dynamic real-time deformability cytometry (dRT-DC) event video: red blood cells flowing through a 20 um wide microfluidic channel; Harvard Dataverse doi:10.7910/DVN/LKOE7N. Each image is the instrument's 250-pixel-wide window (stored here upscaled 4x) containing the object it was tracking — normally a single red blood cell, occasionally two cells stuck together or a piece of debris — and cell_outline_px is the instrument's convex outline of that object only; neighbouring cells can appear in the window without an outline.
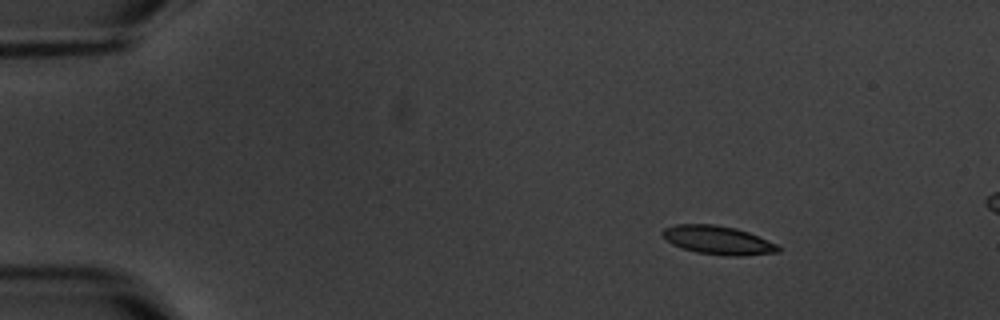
{"species": "common noctule bat (a hibernating species)", "species_latin": "Nyctalus noctula", "temperature_condition": "warm", "stored_images_in_passage": 4, "camera_frame_rate_fps": 3000, "um_per_image_px": 0.085, "animal": {"sex": "male", "body_mass_g": 20.1, "forearm_length_mm": 53.5}, "frame": {"image": 1, "passage_image": 1, "time_ms": 0.0, "image_size_px": [1000, 320], "cell_outline_px": [[780, 252], [740, 256], [728, 256], [696, 252], [672, 244], [660, 236], [660, 232], [664, 228], [676, 224], [716, 224], [736, 228], [748, 232], [776, 244], [780, 248]], "centroid_in_image_um": [60.98, 20.4], "position_along_channel_um": 24.0, "area_um2": 19.31}}